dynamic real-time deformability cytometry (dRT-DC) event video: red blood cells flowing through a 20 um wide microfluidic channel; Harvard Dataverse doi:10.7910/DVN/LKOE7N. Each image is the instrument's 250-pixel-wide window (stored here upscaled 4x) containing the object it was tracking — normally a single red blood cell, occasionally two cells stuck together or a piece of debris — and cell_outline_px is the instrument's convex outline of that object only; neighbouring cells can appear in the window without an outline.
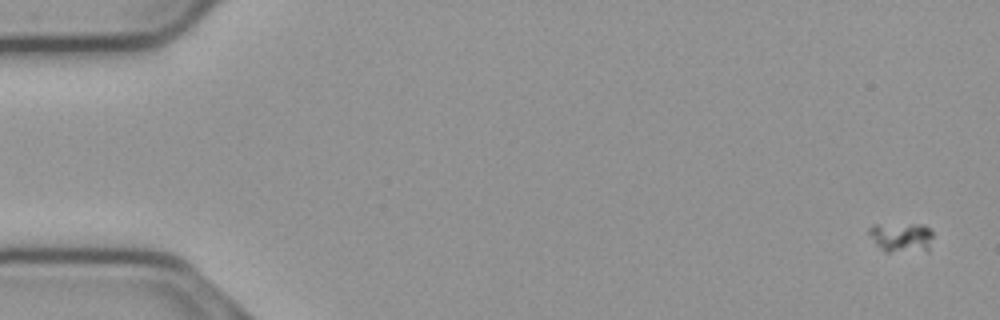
{"species": "common noctule bat (a hibernating species)", "species_latin": "Nyctalus noctula", "temperature_condition": "cold", "stored_images_in_passage": 19, "camera_frame_rate_fps": 3000, "um_per_image_px": 0.085, "animal": {"sex": "male", "body_mass_g": 23.1, "forearm_length_mm": 52.7}, "frame": {"image": 1, "passage_image": 3, "time_ms": 0.667, "image_size_px": [1000, 320], "cell_outline_px": [[932, 236], [928, 252], [888, 252], [876, 244], [868, 232], [868, 228], [876, 224], [920, 224], [928, 228], [932, 232]], "centroid_in_image_um": [76.64, 20.18], "position_along_channel_um": 8.4, "area_um2": 11.16}}
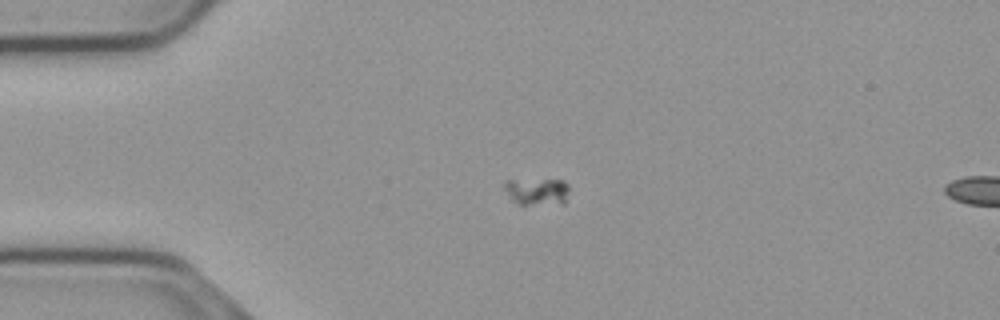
{"frame": {"image": 2, "passage_image": 15, "time_ms": 4.667, "image_size_px": [1000, 320], "cell_outline_px": [[568, 192], [564, 204], [520, 204], [512, 200], [504, 188], [504, 184], [508, 180], [564, 180], [568, 184]], "centroid_in_image_um": [45.68, 16.28], "position_along_channel_um": 39.3, "area_um2": 10.12}}